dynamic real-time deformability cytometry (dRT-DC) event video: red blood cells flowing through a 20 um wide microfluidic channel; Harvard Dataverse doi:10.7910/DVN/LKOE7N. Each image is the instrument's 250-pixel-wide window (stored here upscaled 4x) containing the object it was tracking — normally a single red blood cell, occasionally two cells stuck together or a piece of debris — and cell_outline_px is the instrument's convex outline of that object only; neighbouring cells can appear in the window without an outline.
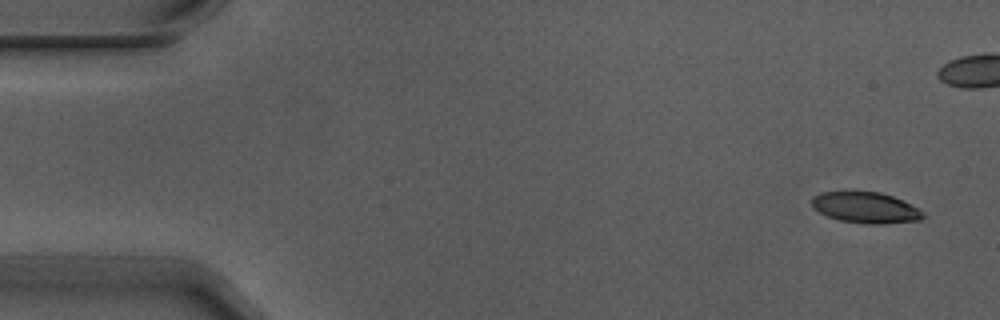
{"species": "Egyptian fruit bat (a non-hibernating species)", "species_latin": "Rousettus aegyptiacus", "temperature_condition": "warm", "stored_images_in_passage": 5, "camera_frame_rate_fps": 3000, "um_per_image_px": 0.085, "animal": {"sex": "male"}, "frame": {"image": 1, "passage_image": 1, "time_ms": 0.0, "image_size_px": [1000, 320], "cell_outline_px": [[924, 216], [920, 220], [884, 224], [864, 224], [840, 220], [828, 216], [812, 208], [812, 196], [820, 192], [844, 188], [880, 192], [904, 200], [920, 208], [924, 212]], "centroid_in_image_um": [73.54, 17.59], "position_along_channel_um": 11.5, "area_um2": 21.1}}
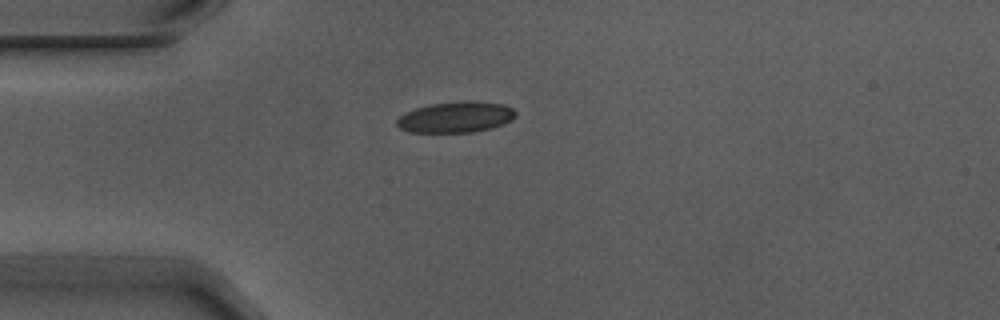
{"frame": {"image": 2, "passage_image": 5, "time_ms": 1.333, "image_size_px": [1000, 320], "cell_outline_px": [[516, 116], [512, 120], [504, 124], [492, 128], [472, 132], [412, 132], [400, 128], [396, 124], [396, 120], [404, 112], [416, 108], [432, 104], [464, 100], [476, 100], [504, 104], [512, 108], [516, 112]], "centroid_in_image_um": [38.78, 9.94], "position_along_channel_um": 46.2, "area_um2": 21.62}}